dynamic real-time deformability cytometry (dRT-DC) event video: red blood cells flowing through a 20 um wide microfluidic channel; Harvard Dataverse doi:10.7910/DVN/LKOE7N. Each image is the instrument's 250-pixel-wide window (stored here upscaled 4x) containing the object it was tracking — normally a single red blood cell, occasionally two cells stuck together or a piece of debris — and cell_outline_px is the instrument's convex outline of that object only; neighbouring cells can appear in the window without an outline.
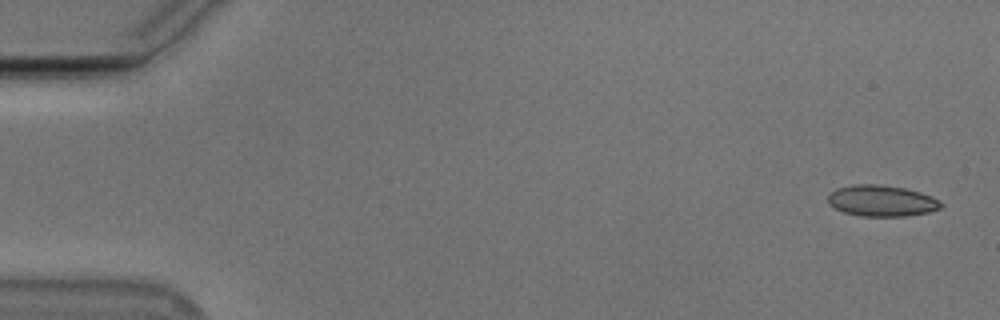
{"species": "Egyptian fruit bat (a non-hibernating species)", "species_latin": "Rousettus aegyptiacus", "temperature_condition": "cold", "stored_images_in_passage": 49, "camera_frame_rate_fps": 3000, "um_per_image_px": 0.085, "animal": {"sex": "male"}, "frame": {"image": 1, "passage_image": 2, "time_ms": 0.333, "image_size_px": [1000, 320], "cell_outline_px": [[944, 204], [940, 208], [928, 212], [904, 216], [860, 216], [844, 212], [828, 204], [828, 192], [836, 188], [852, 184], [880, 184], [904, 188], [920, 192], [932, 196], [940, 200]], "centroid_in_image_um": [74.92, 17.05], "position_along_channel_um": 10.1, "area_um2": 20.69}}
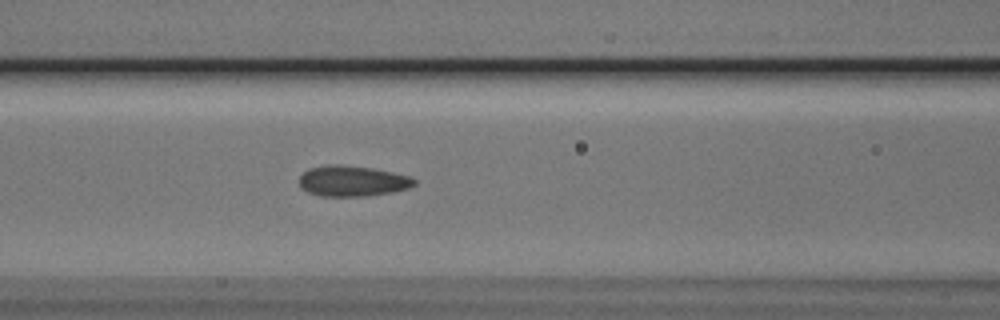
{"frame": {"image": 2, "passage_image": 23, "time_ms": 7.333, "image_size_px": [1000, 320], "cell_outline_px": [[416, 184], [408, 188], [392, 192], [368, 196], [320, 196], [308, 192], [300, 188], [300, 176], [308, 168], [328, 164], [336, 164], [372, 168], [412, 176], [416, 180]], "centroid_in_image_um": [29.96, 15.38], "position_along_channel_um": 136.6, "area_um2": 20.69}}
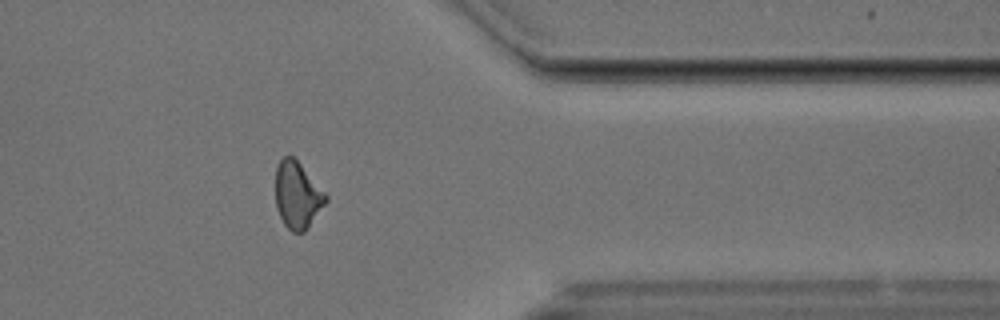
{"frame": {"image": 3, "passage_image": 44, "time_ms": 14.333, "image_size_px": [1000, 320], "cell_outline_px": [[328, 200], [308, 228], [304, 232], [292, 232], [284, 224], [276, 208], [276, 168], [280, 160], [284, 156], [292, 156], [300, 164], [328, 196]], "centroid_in_image_um": [25.28, 16.61], "position_along_channel_um": 386.1, "area_um2": 19.36}, "authors_computed_cell_mechanics": {"area_um2": 20.1144, "velocity_mm_per_s": 3.7736, "shape_relaxation_time_tau1_ms": null, "shape_relaxation_time_tau2_ms": 1.3064, "deformation_change_tau1": null, "deformation_change_tau2": 0.0683}}